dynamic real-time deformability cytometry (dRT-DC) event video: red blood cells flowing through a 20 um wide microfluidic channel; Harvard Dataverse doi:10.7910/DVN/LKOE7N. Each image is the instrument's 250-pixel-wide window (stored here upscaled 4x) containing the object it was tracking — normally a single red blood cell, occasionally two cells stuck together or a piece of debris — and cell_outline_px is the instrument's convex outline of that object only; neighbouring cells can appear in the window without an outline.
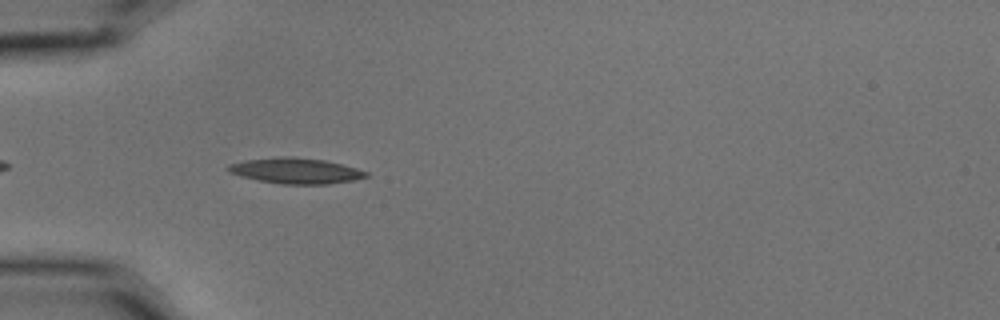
{"species": "common noctule bat (a hibernating species)", "species_latin": "Nyctalus noctula", "temperature_condition": "cold", "stored_images_in_passage": 7, "camera_frame_rate_fps": 3000, "um_per_image_px": 0.085, "animal": {"sex": "male", "body_mass_g": 15.6}, "frame": {"image": 1, "passage_image": 4, "time_ms": 1.0, "image_size_px": [1000, 320], "cell_outline_px": [[368, 176], [352, 180], [328, 184], [280, 184], [240, 176], [228, 172], [224, 168], [228, 164], [244, 160], [280, 156], [292, 156], [324, 160], [356, 168], [368, 172]], "centroid_in_image_um": [25.07, 14.5], "position_along_channel_um": 59.9, "area_um2": 20.63}}